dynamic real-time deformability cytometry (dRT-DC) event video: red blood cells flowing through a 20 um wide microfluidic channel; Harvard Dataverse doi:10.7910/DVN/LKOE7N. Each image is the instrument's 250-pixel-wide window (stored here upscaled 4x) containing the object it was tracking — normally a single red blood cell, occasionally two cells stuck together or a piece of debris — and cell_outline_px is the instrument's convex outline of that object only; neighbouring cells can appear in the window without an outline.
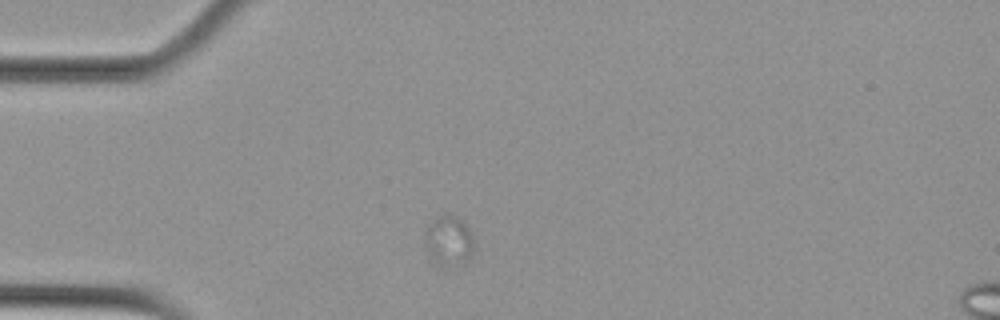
{"species": "Egyptian fruit bat (a non-hibernating species)", "species_latin": "Rousettus aegyptiacus", "temperature_condition": "cold", "stored_images_in_passage": 6, "camera_frame_rate_fps": 3000, "um_per_image_px": 0.085, "animal": {"sex": "female"}, "frame": {"image": 1, "passage_image": 1, "time_ms": 0.0, "image_size_px": [1000, 320], "cell_outline_px": [[472, 256], [464, 260], [444, 264], [440, 264], [432, 260], [424, 244], [424, 240], [428, 228], [432, 220], [436, 216], [444, 212], [456, 216], [472, 232]], "centroid_in_image_um": [38.11, 20.37], "position_along_channel_um": 46.9, "area_um2": 13.76}}
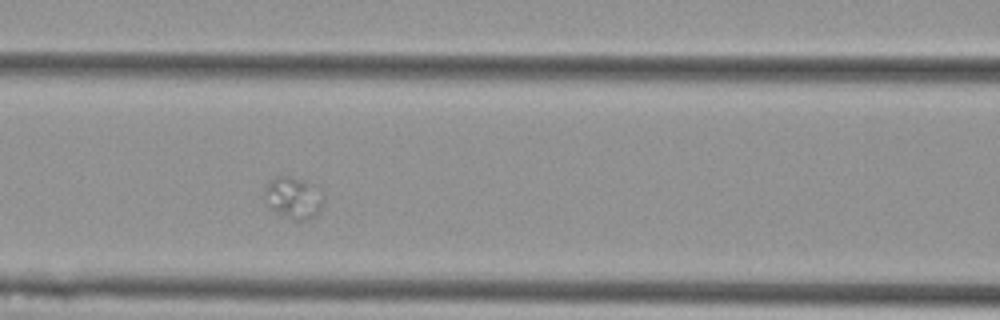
{"frame": {"image": 2, "passage_image": 4, "time_ms": 1.0, "image_size_px": [1000, 320], "cell_outline_px": [[324, 196], [320, 212], [316, 216], [308, 220], [292, 220], [276, 212], [268, 204], [264, 196], [264, 192], [268, 180], [276, 176], [288, 176], [304, 180], [324, 192]], "centroid_in_image_um": [24.97, 16.81], "position_along_channel_um": 141.6, "area_um2": 14.51}}
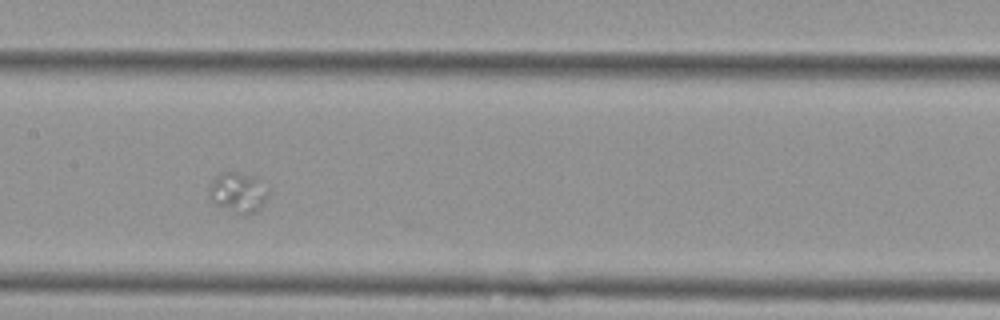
{"frame": {"image": 3, "passage_image": 5, "time_ms": 1.333, "image_size_px": [1000, 320], "cell_outline_px": [[268, 196], [264, 204], [256, 212], [244, 216], [216, 204], [212, 200], [208, 192], [208, 188], [212, 180], [220, 172], [236, 172], [256, 176], [268, 192]], "centroid_in_image_um": [20.24, 16.36], "position_along_channel_um": 187.2, "area_um2": 13.87}}